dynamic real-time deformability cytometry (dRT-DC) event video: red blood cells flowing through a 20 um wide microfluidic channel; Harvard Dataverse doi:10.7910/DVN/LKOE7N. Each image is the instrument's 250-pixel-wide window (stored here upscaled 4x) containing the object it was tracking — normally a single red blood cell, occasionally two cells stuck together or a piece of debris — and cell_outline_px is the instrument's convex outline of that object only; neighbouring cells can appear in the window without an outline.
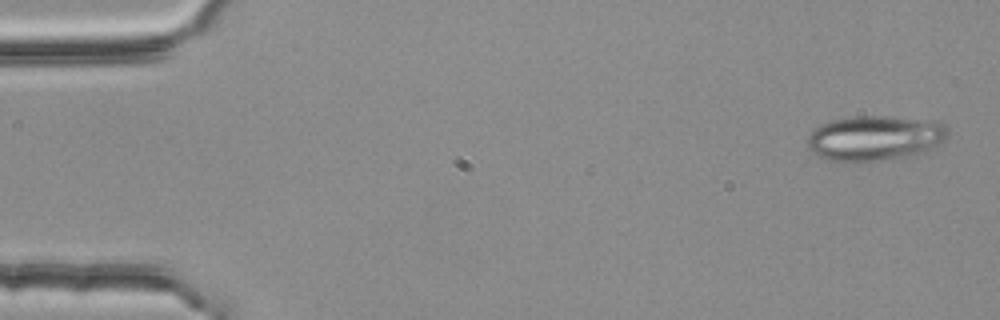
{"species": "common noctule bat (a hibernating species)", "species_latin": "Nyctalus noctula", "temperature_condition": "room temperature", "stored_images_in_passage": 54, "camera_frame_rate_fps": 3000, "um_per_image_px": 0.085, "animal": {"sex": "female", "body_mass_g": 25.1}, "frame": {"image": 1, "passage_image": 2, "time_ms": 0.333, "image_size_px": [1000, 320], "cell_outline_px": [[948, 136], [944, 140], [928, 148], [904, 156], [880, 160], [828, 160], [812, 152], [808, 148], [808, 136], [820, 124], [832, 120], [852, 116], [884, 116], [916, 120], [944, 124], [948, 128]], "centroid_in_image_um": [74.28, 11.71], "position_along_channel_um": 10.7, "area_um2": 35.55}}
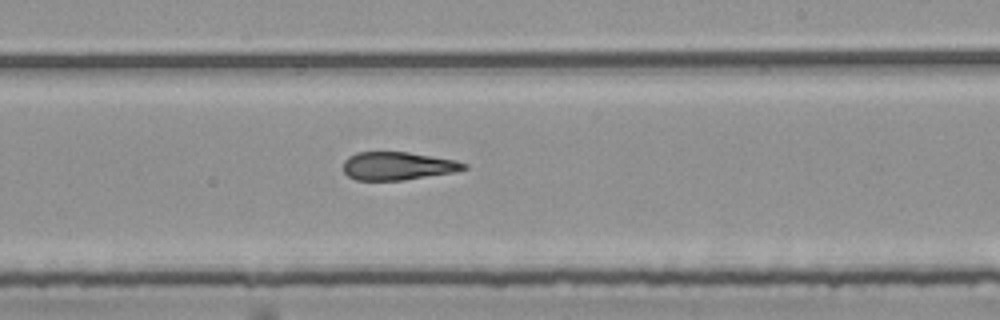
{"frame": {"image": 2, "passage_image": 32, "time_ms": 10.333, "image_size_px": [1000, 320], "cell_outline_px": [[468, 168], [452, 172], [404, 180], [356, 180], [348, 176], [344, 172], [344, 160], [348, 156], [356, 152], [408, 152], [456, 160], [468, 164]], "centroid_in_image_um": [33.79, 14.1], "position_along_channel_um": 255.2, "area_um2": 19.71}}
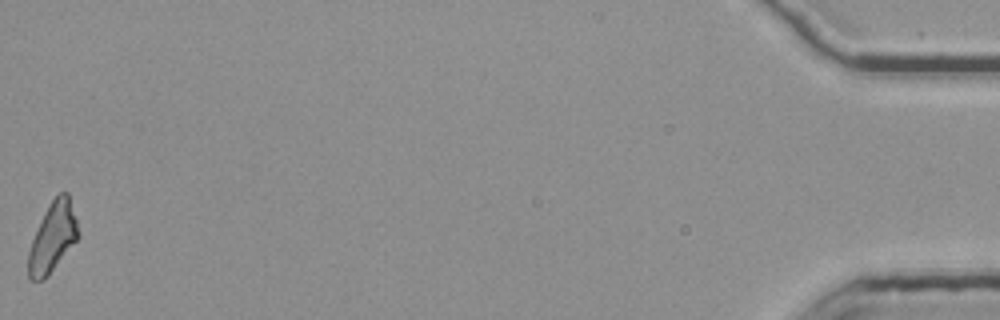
{"frame": {"image": 3, "passage_image": 54, "time_ms": 17.667, "image_size_px": [1000, 320], "cell_outline_px": [[80, 236], [48, 276], [44, 280], [28, 280], [28, 252], [32, 240], [44, 212], [52, 200], [60, 192], [68, 192], [80, 232]], "centroid_in_image_um": [4.48, 20.19], "position_along_channel_um": 430.7, "area_um2": 20.17}, "authors_computed_cell_mechanics": {"area_um2": 21.1548, "velocity_mm_per_s": 3.7817, "shape_relaxation_time_tau1_ms": null, "shape_relaxation_time_tau2_ms": 3.1167, "deformation_change_tau1": null, "deformation_change_tau2": 0.1396}}